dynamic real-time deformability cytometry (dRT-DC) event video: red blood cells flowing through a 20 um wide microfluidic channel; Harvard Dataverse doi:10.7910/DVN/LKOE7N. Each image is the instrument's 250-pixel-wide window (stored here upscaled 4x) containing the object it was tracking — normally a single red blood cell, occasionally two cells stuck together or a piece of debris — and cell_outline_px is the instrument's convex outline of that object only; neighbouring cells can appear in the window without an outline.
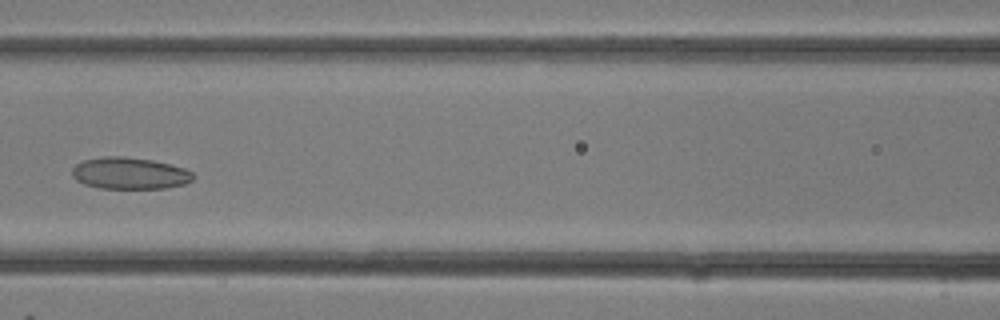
{"species": "common noctule bat (a hibernating species)", "species_latin": "Nyctalus noctula", "temperature_condition": "room temperature", "stored_images_in_passage": 20, "camera_frame_rate_fps": 3000, "um_per_image_px": 0.085, "animal": {"sex": "female"}, "frame": {"image": 1, "passage_image": 15, "time_ms": 4.667, "image_size_px": [1000, 320], "cell_outline_px": [[196, 176], [192, 180], [184, 184], [168, 188], [100, 188], [84, 184], [76, 180], [72, 176], [72, 168], [76, 164], [84, 160], [104, 156], [124, 156], [152, 160], [184, 168], [192, 172]], "centroid_in_image_um": [11.02, 14.73], "position_along_channel_um": 155.6, "area_um2": 22.43}}
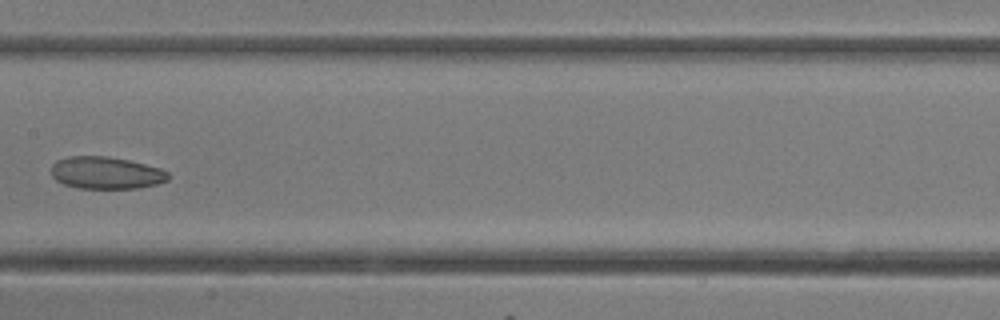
{"frame": {"image": 2, "passage_image": 17, "time_ms": 5.333, "image_size_px": [1000, 320], "cell_outline_px": [[168, 180], [156, 184], [140, 188], [76, 188], [64, 184], [56, 180], [52, 176], [52, 164], [56, 160], [68, 156], [108, 156], [128, 160], [160, 168], [168, 172]], "centroid_in_image_um": [8.99, 14.69], "position_along_channel_um": 198.4, "area_um2": 21.96}}
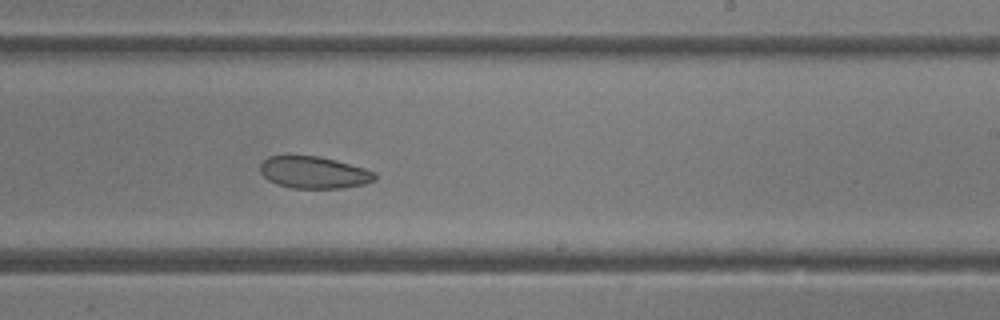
{"frame": {"image": 3, "passage_image": 20, "time_ms": 6.333, "image_size_px": [1000, 320], "cell_outline_px": [[376, 180], [364, 184], [344, 188], [292, 188], [276, 184], [268, 180], [260, 172], [260, 164], [268, 156], [316, 156], [336, 160], [364, 168], [376, 172]], "centroid_in_image_um": [26.69, 14.67], "position_along_channel_um": 262.3, "area_um2": 21.39}}